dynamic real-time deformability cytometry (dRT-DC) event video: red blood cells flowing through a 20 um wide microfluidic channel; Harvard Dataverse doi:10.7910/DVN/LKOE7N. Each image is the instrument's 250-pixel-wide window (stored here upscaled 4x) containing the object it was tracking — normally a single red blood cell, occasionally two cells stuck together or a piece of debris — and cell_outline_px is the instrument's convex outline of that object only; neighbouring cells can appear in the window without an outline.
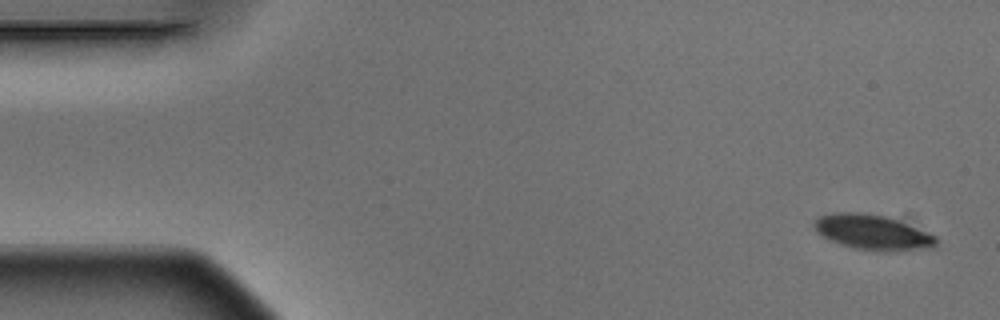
{"species": "Egyptian fruit bat (a non-hibernating species)", "species_latin": "Rousettus aegyptiacus", "temperature_condition": "warm", "stored_images_in_passage": 5, "camera_frame_rate_fps": 3000, "um_per_image_px": 0.085, "animal": {"sex": "male"}, "frame": {"image": 1, "passage_image": 1, "time_ms": 0.0, "image_size_px": [1000, 320], "cell_outline_px": [[936, 244], [932, 248], [892, 252], [888, 252], [856, 248], [840, 244], [816, 232], [812, 224], [820, 216], [832, 212], [860, 212], [888, 216], [936, 236]], "centroid_in_image_um": [74.17, 19.74], "position_along_channel_um": 10.8, "area_um2": 24.91}}
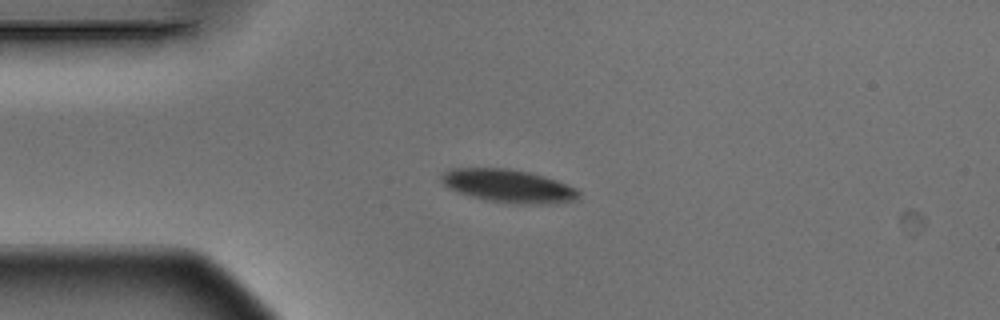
{"frame": {"image": 2, "passage_image": 4, "time_ms": 1.0, "image_size_px": [1000, 320], "cell_outline_px": [[580, 196], [576, 200], [548, 204], [520, 204], [492, 200], [472, 196], [448, 188], [440, 180], [440, 176], [448, 168], [508, 168], [528, 172], [544, 176], [556, 180], [576, 188], [580, 192]], "centroid_in_image_um": [43.23, 15.79], "position_along_channel_um": 41.8, "area_um2": 26.3}}